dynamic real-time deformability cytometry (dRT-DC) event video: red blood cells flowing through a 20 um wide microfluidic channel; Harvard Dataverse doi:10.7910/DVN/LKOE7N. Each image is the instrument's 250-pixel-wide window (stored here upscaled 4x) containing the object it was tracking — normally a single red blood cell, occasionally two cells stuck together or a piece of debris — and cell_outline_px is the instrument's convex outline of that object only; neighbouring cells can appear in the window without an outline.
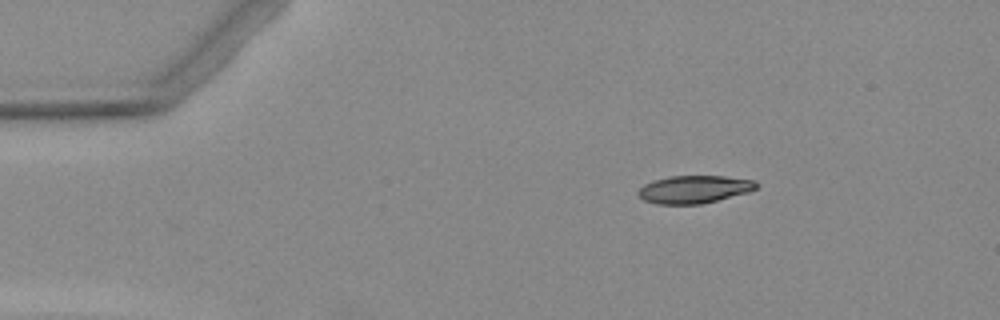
{"species": "Egyptian fruit bat (a non-hibernating species)", "species_latin": "Rousettus aegyptiacus", "temperature_condition": "warm", "stored_images_in_passage": 4, "camera_frame_rate_fps": 3000, "um_per_image_px": 0.085, "animal": {"sex": "female"}, "frame": {"image": 1, "passage_image": 1, "time_ms": 0.0, "image_size_px": [1000, 320], "cell_outline_px": [[760, 184], [756, 188], [748, 192], [700, 204], [656, 204], [644, 200], [636, 192], [644, 184], [656, 180], [672, 176], [724, 176], [756, 180]], "centroid_in_image_um": [59.02, 16.09], "position_along_channel_um": 26.0, "area_um2": 18.96}}
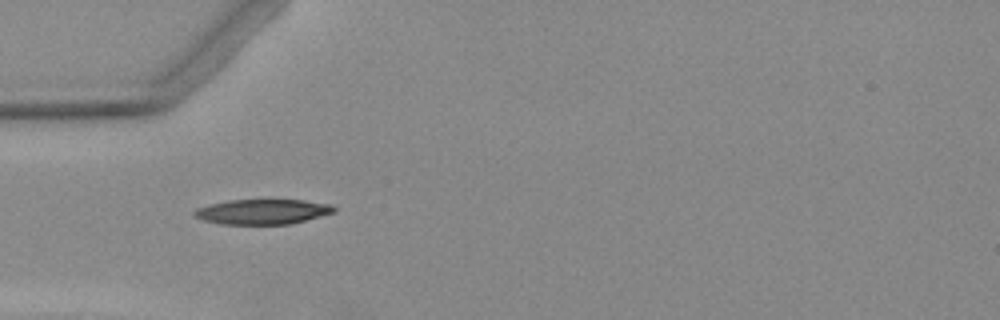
{"frame": {"image": 2, "passage_image": 3, "time_ms": 2.667, "image_size_px": [1000, 320], "cell_outline_px": [[336, 212], [292, 224], [220, 224], [204, 220], [196, 216], [192, 212], [196, 208], [208, 204], [228, 200], [304, 200], [332, 204], [336, 208]], "centroid_in_image_um": [22.35, 17.99], "position_along_channel_um": 62.7, "area_um2": 20.52}}
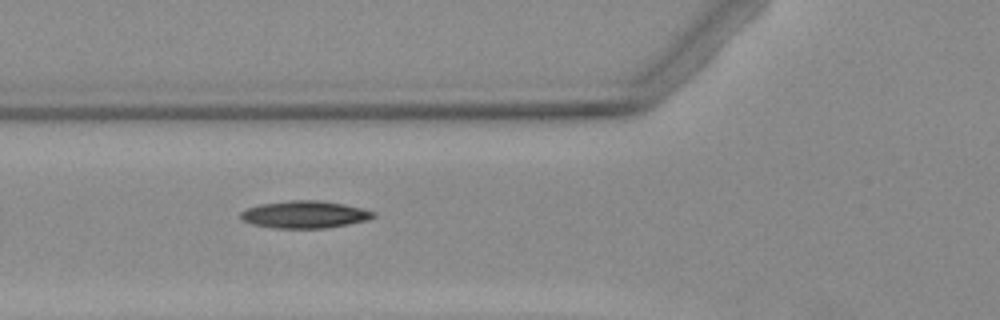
{"frame": {"image": 3, "passage_image": 4, "time_ms": 3.667, "image_size_px": [1000, 320], "cell_outline_px": [[376, 216], [368, 220], [328, 228], [272, 228], [252, 224], [244, 220], [240, 216], [240, 212], [248, 208], [260, 204], [288, 200], [320, 200], [344, 204], [376, 212]], "centroid_in_image_um": [25.91, 18.23], "position_along_channel_um": 99.9, "area_um2": 21.15}}